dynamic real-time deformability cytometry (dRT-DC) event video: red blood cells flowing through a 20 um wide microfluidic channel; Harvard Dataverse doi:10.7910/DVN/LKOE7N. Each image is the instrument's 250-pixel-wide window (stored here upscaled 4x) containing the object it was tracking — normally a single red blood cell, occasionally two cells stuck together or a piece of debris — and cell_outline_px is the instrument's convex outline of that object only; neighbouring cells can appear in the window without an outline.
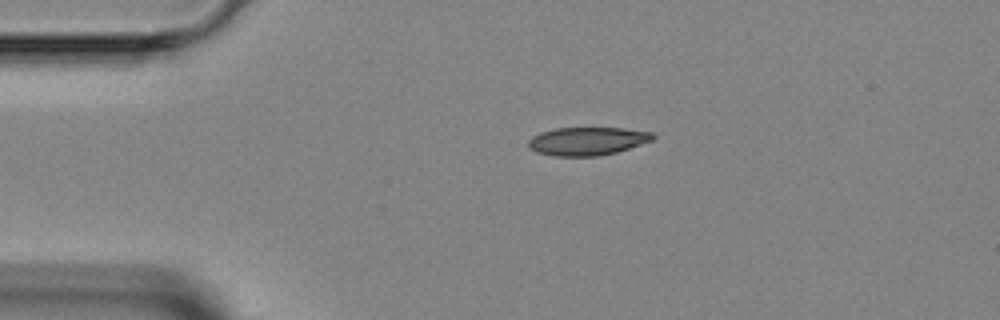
{"species": "Egyptian fruit bat (a non-hibernating species)", "species_latin": "Rousettus aegyptiacus", "temperature_condition": "room temperature", "stored_images_in_passage": 3, "camera_frame_rate_fps": 3000, "um_per_image_px": 0.085, "animal": {"sex": "female"}, "frame": {"image": 1, "passage_image": 3, "time_ms": 3.0, "image_size_px": [1000, 320], "cell_outline_px": [[656, 136], [652, 140], [616, 152], [600, 156], [552, 156], [536, 152], [528, 148], [528, 140], [532, 136], [540, 132], [556, 128], [620, 128], [652, 132]], "centroid_in_image_um": [49.87, 12.0], "position_along_channel_um": 35.1, "area_um2": 20.46}}